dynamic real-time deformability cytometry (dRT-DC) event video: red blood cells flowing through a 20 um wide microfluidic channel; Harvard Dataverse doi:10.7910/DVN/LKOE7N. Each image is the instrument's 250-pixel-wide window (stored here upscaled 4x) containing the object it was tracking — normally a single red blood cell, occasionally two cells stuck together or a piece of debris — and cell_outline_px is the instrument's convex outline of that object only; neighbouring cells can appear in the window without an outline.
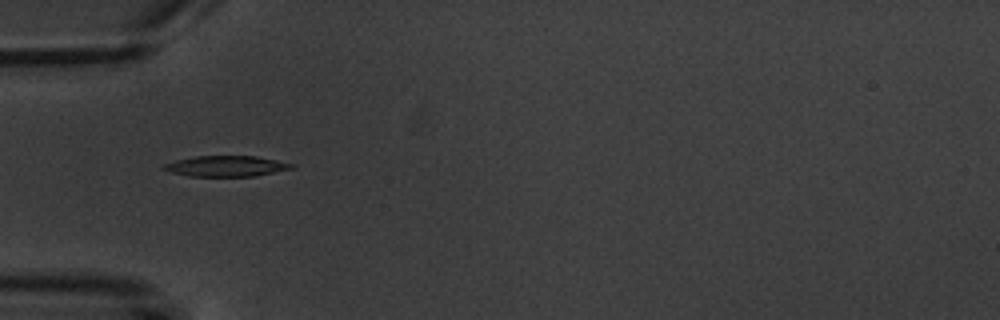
{"species": "common noctule bat (a hibernating species)", "species_latin": "Nyctalus noctula", "temperature_condition": "warm", "stored_images_in_passage": 15, "camera_frame_rate_fps": 3000, "um_per_image_px": 0.085, "animal": {"sex": "male", "body_mass_g": 20.1, "forearm_length_mm": 53.5}, "frame": {"image": 1, "passage_image": 5, "time_ms": 7.667, "image_size_px": [1000, 320], "cell_outline_px": [[296, 168], [252, 176], [188, 176], [172, 172], [160, 168], [164, 164], [176, 160], [196, 156], [256, 156], [296, 164]], "centroid_in_image_um": [19.25, 14.12], "position_along_channel_um": 65.8, "area_um2": 15.37}}
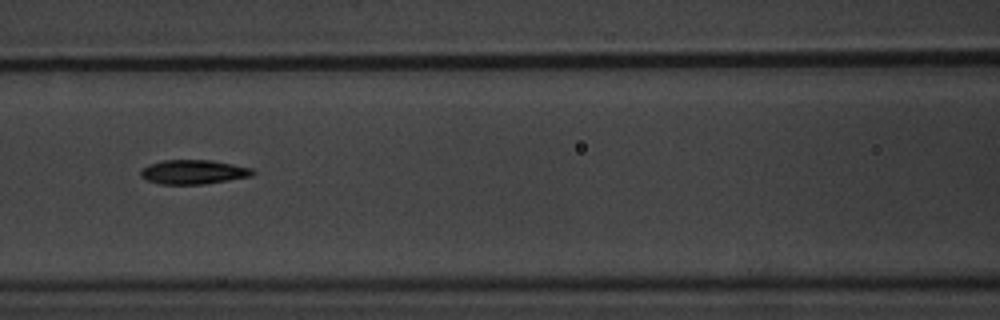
{"frame": {"image": 2, "passage_image": 7, "time_ms": 10.0, "image_size_px": [1000, 320], "cell_outline_px": [[256, 172], [252, 176], [204, 184], [160, 184], [148, 180], [140, 176], [140, 172], [148, 164], [164, 160], [212, 160], [252, 168]], "centroid_in_image_um": [16.45, 14.61], "position_along_channel_um": 150.1, "area_um2": 15.78}}
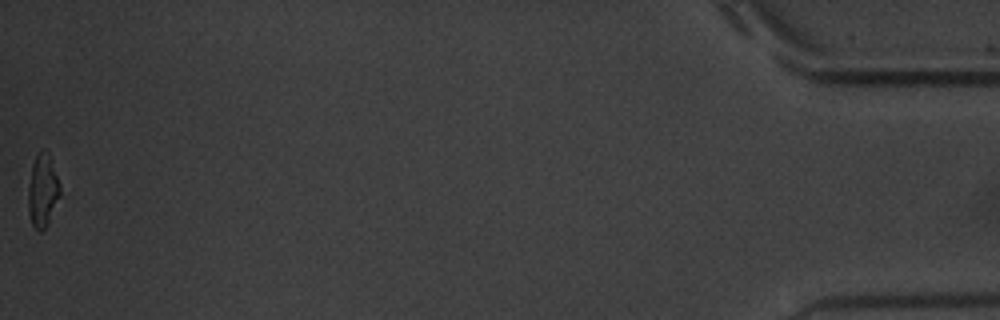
{"frame": {"image": 3, "passage_image": 15, "time_ms": 20.333, "image_size_px": [1000, 320], "cell_outline_px": [[60, 196], [48, 224], [40, 232], [32, 224], [28, 212], [28, 188], [32, 164], [36, 156], [40, 152], [48, 152], [60, 184]], "centroid_in_image_um": [3.63, 16.24], "position_along_channel_um": 431.6, "area_um2": 13.35}, "authors_computed_cell_mechanics": {"area_um2": 15.3748, "velocity_mm_per_s": 3.6272, "shape_relaxation_time_tau1_ms": 2.2728, "shape_relaxation_time_tau2_ms": 1.5154, "deformation_change_tau1": 0.1328, "deformation_change_tau2": 0.0898}}